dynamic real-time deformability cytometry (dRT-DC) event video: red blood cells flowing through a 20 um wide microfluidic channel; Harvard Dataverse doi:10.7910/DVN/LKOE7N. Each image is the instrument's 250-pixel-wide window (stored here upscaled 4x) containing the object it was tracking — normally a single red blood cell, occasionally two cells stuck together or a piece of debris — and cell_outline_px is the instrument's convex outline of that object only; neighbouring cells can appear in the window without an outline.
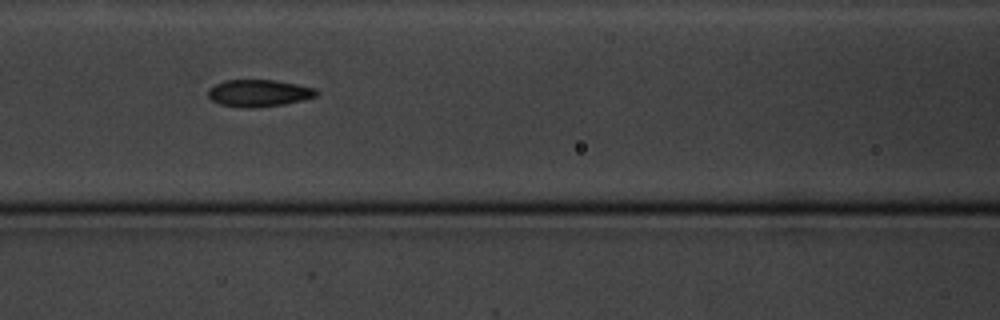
{"species": "common noctule bat (a hibernating species)", "species_latin": "Nyctalus noctula", "temperature_condition": "cold", "stored_images_in_passage": 8, "camera_frame_rate_fps": 3000, "um_per_image_px": 0.085, "animal": {"sex": "male", "body_mass_g": 20.1, "forearm_length_mm": 53.5}, "frame": {"image": 1, "passage_image": 5, "time_ms": 4.667, "image_size_px": [1000, 320], "cell_outline_px": [[316, 96], [284, 104], [252, 108], [248, 108], [220, 104], [212, 100], [208, 96], [208, 88], [224, 80], [276, 80], [316, 88]], "centroid_in_image_um": [21.96, 7.91], "position_along_channel_um": 144.6, "area_um2": 16.88}}
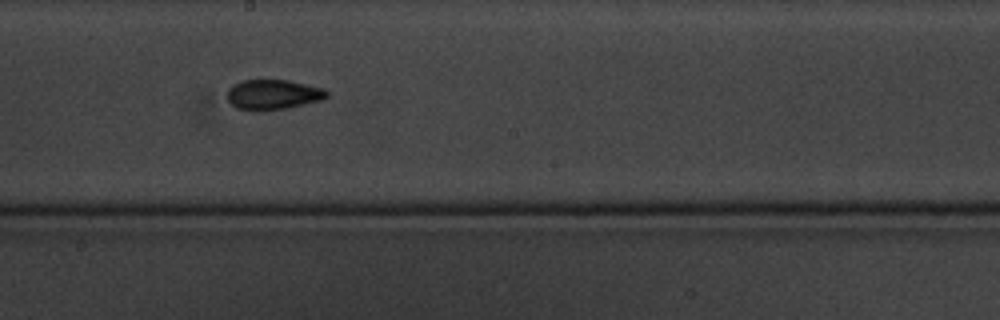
{"frame": {"image": 2, "passage_image": 7, "time_ms": 7.0, "image_size_px": [1000, 320], "cell_outline_px": [[328, 96], [320, 100], [288, 108], [236, 108], [228, 100], [228, 88], [232, 84], [244, 80], [288, 80], [324, 88], [328, 92]], "centroid_in_image_um": [23.23, 7.99], "position_along_channel_um": 225.0, "area_um2": 16.82}}
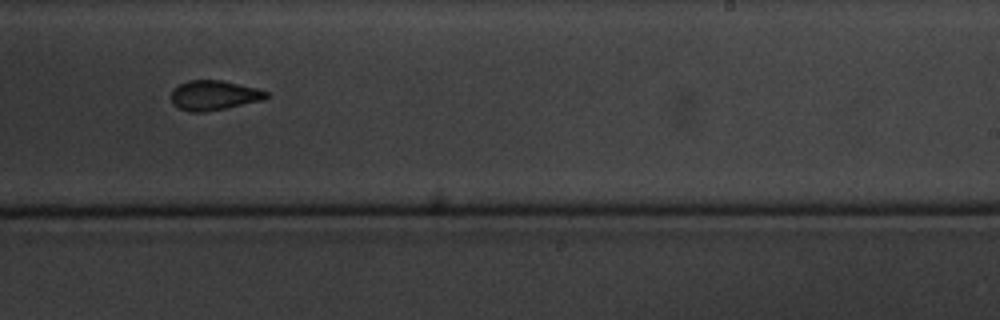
{"frame": {"image": 3, "passage_image": 8, "time_ms": 8.333, "image_size_px": [1000, 320], "cell_outline_px": [[272, 96], [264, 100], [204, 112], [188, 112], [172, 104], [172, 88], [188, 80], [224, 80], [256, 88], [268, 92]], "centroid_in_image_um": [18.21, 8.09], "position_along_channel_um": 270.8, "area_um2": 16.59}}